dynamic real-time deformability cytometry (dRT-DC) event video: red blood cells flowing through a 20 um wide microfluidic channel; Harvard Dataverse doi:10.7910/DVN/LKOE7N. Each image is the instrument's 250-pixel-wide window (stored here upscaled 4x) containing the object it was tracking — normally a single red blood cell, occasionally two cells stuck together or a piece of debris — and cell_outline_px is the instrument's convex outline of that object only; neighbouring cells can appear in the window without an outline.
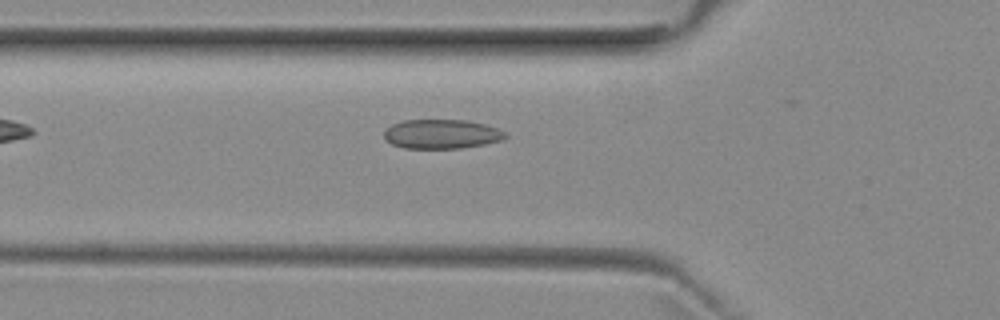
{"species": "common noctule bat (a hibernating species)", "species_latin": "Nyctalus noctula", "temperature_condition": "room temperature", "stored_images_in_passage": 33, "camera_frame_rate_fps": 3000, "um_per_image_px": 0.085, "animal": {"sex": "female", "body_mass_g": 29.2, "forearm_length_mm": 56.3}, "frame": {"image": 1, "passage_image": 2, "time_ms": 0.333, "image_size_px": [1000, 320], "cell_outline_px": [[508, 136], [504, 140], [484, 144], [460, 148], [404, 148], [392, 144], [384, 140], [384, 132], [392, 124], [404, 120], [464, 120], [484, 124], [496, 128], [504, 132]], "centroid_in_image_um": [37.52, 11.4], "position_along_channel_um": 88.3, "area_um2": 20.63}}
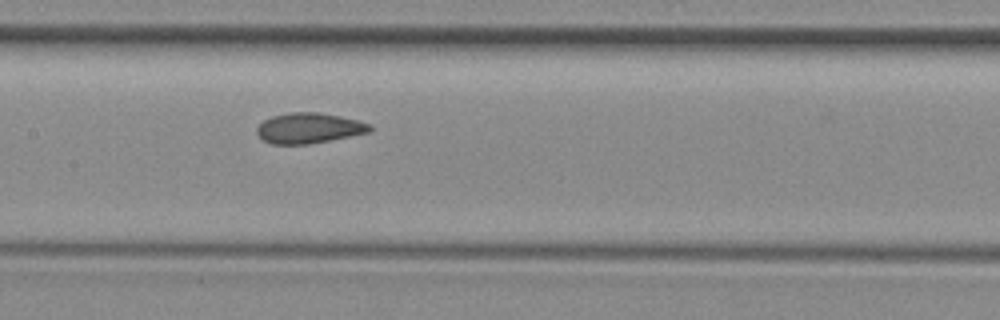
{"frame": {"image": 2, "passage_image": 9, "time_ms": 2.667, "image_size_px": [1000, 320], "cell_outline_px": [[372, 128], [368, 132], [308, 144], [272, 144], [264, 140], [256, 132], [256, 128], [264, 120], [272, 116], [288, 112], [320, 112], [340, 116], [372, 124]], "centroid_in_image_um": [26.23, 10.87], "position_along_channel_um": 181.2, "area_um2": 19.83}}
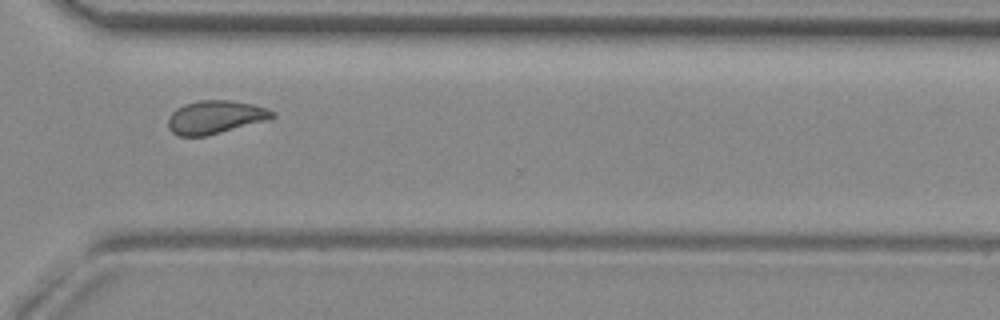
{"frame": {"image": 3, "passage_image": 22, "time_ms": 7.0, "image_size_px": [1000, 320], "cell_outline_px": [[276, 116], [268, 120], [208, 136], [180, 136], [172, 132], [168, 128], [168, 116], [176, 108], [184, 104], [200, 100], [228, 100], [252, 104], [276, 112]], "centroid_in_image_um": [18.29, 9.96], "position_along_channel_um": 352.3, "area_um2": 20.29}}